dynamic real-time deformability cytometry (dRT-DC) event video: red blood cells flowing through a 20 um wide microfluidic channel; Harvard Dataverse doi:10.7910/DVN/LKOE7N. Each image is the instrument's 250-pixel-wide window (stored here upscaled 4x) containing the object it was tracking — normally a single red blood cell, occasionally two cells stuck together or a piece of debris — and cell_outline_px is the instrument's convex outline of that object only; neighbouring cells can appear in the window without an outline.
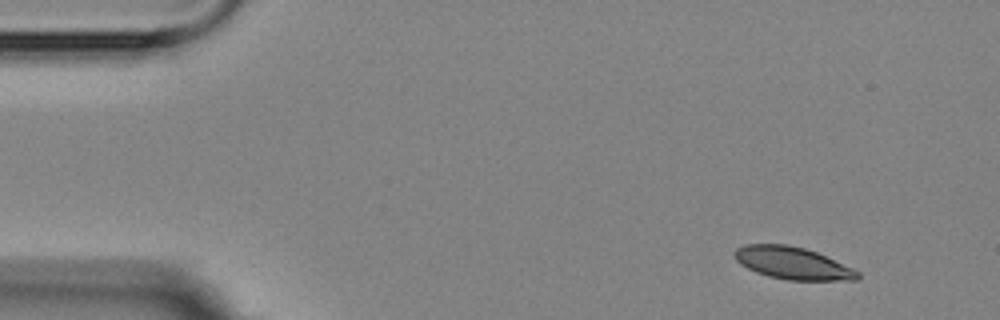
{"species": "Egyptian fruit bat (a non-hibernating species)", "species_latin": "Rousettus aegyptiacus", "temperature_condition": "room temperature", "stored_images_in_passage": 3, "camera_frame_rate_fps": 3000, "um_per_image_px": 0.085, "animal": {"sex": "female"}, "frame": {"image": 1, "passage_image": 1, "time_ms": 0.0, "image_size_px": [1000, 320], "cell_outline_px": [[860, 276], [856, 280], [788, 280], [768, 276], [756, 272], [740, 264], [736, 260], [732, 252], [736, 248], [744, 244], [788, 244], [804, 248], [816, 252], [852, 268], [860, 272]], "centroid_in_image_um": [67.33, 22.36], "position_along_channel_um": 17.7, "area_um2": 23.12}}